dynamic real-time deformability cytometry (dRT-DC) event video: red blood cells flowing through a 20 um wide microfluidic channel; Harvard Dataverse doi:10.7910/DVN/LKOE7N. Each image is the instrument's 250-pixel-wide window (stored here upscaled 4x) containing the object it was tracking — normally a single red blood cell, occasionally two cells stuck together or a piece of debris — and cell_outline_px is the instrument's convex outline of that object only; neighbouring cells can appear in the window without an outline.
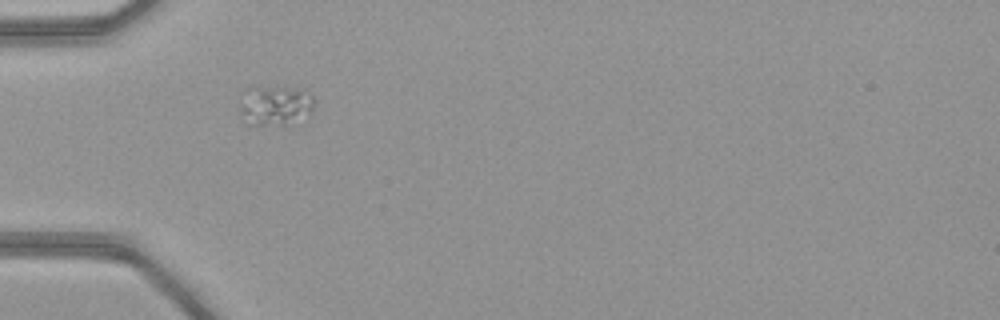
{"species": "common noctule bat (a hibernating species)", "species_latin": "Nyctalus noctula", "temperature_condition": "warm", "stored_images_in_passage": 3, "camera_frame_rate_fps": 3000, "um_per_image_px": 0.085, "animal": {"sex": "female", "body_mass_g": 21.9}, "frame": {"image": 1, "passage_image": 1, "time_ms": 0.0, "image_size_px": [1000, 320], "cell_outline_px": [[316, 100], [312, 112], [284, 124], [248, 124], [240, 112], [240, 92], [244, 88], [252, 84], [256, 84], [300, 88], [312, 96]], "centroid_in_image_um": [23.32, 8.85], "position_along_channel_um": 61.7, "area_um2": 17.86}}